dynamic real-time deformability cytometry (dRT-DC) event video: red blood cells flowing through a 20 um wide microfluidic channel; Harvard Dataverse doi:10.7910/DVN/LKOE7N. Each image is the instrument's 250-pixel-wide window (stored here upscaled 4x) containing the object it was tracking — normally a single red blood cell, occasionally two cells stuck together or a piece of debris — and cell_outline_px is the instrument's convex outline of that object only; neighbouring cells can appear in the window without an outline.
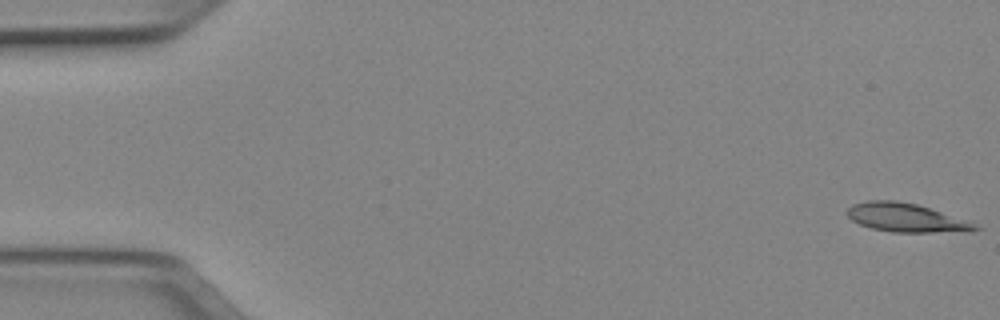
{"species": "Egyptian fruit bat (a non-hibernating species)", "species_latin": "Rousettus aegyptiacus", "temperature_condition": "cold", "stored_images_in_passage": 51, "camera_frame_rate_fps": 3000, "um_per_image_px": 0.085, "animal": {"sex": "female"}, "frame": {"image": 1, "passage_image": 1, "time_ms": 0.0, "image_size_px": [1000, 320], "cell_outline_px": [[984, 228], [932, 232], [892, 232], [872, 228], [860, 224], [852, 220], [844, 212], [852, 204], [868, 200], [896, 200], [916, 204], [976, 224]], "centroid_in_image_um": [76.87, 18.48], "position_along_channel_um": 8.1, "area_um2": 20.75}}
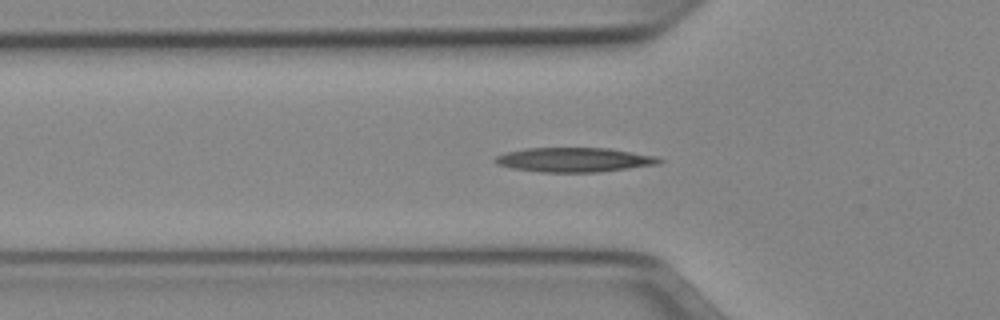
{"frame": {"image": 2, "passage_image": 17, "time_ms": 5.333, "image_size_px": [1000, 320], "cell_outline_px": [[664, 160], [660, 164], [600, 172], [540, 172], [512, 168], [496, 164], [492, 160], [496, 156], [504, 152], [524, 148], [608, 148], [656, 156]], "centroid_in_image_um": [48.79, 13.58], "position_along_channel_um": 77.0, "area_um2": 23.52}}
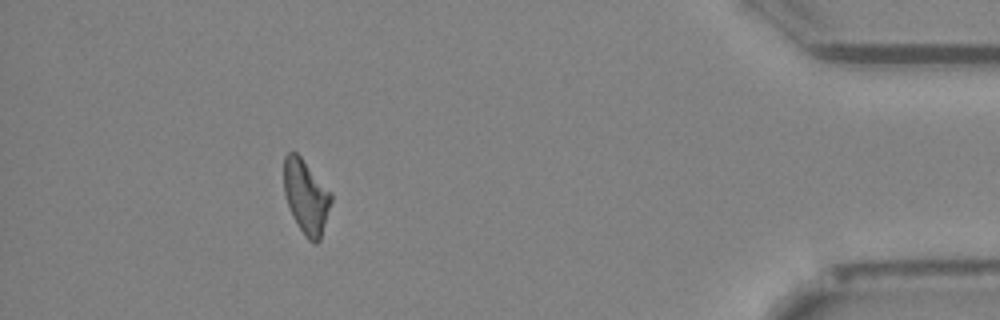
{"frame": {"image": 3, "passage_image": 46, "time_ms": 15.0, "image_size_px": [1000, 320], "cell_outline_px": [[332, 200], [320, 240], [316, 244], [312, 244], [304, 236], [288, 204], [284, 192], [284, 156], [288, 152], [296, 152], [300, 156], [332, 196]], "centroid_in_image_um": [26.0, 16.75], "position_along_channel_um": 409.2, "area_um2": 19.77}}